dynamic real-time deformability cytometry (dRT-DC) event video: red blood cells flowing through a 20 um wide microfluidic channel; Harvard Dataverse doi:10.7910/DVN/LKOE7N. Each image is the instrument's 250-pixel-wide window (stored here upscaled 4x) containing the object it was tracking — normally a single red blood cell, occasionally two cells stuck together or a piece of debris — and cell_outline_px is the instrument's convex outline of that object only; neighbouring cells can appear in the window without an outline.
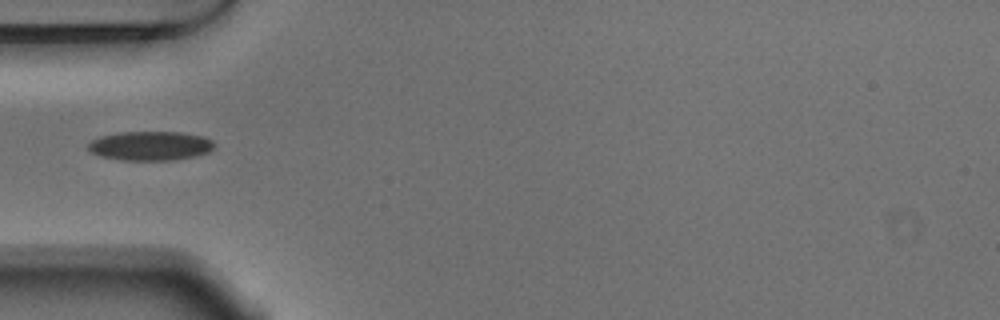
{"species": "Egyptian fruit bat (a non-hibernating species)", "species_latin": "Rousettus aegyptiacus", "temperature_condition": "warm", "stored_images_in_passage": 32, "camera_frame_rate_fps": 3000, "um_per_image_px": 0.085, "animal": {"sex": "male"}, "frame": {"image": 1, "passage_image": 1, "time_ms": 0.0, "image_size_px": [1000, 320], "cell_outline_px": [[216, 148], [208, 152], [196, 156], [176, 160], [120, 160], [100, 156], [92, 152], [88, 148], [88, 144], [92, 140], [100, 136], [120, 132], [180, 132], [204, 136], [212, 140], [216, 144]], "centroid_in_image_um": [12.83, 12.4], "position_along_channel_um": 72.2, "area_um2": 21.68}}
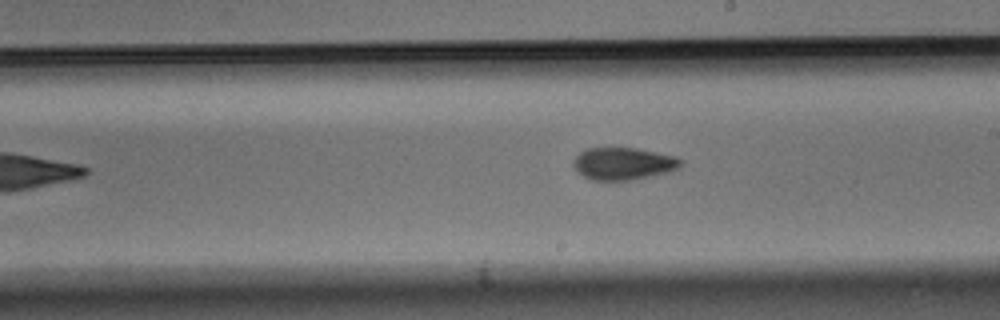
{"frame": {"image": 2, "passage_image": 14, "time_ms": 4.333, "image_size_px": [1000, 320], "cell_outline_px": [[684, 164], [680, 168], [668, 172], [652, 176], [632, 180], [592, 180], [576, 172], [572, 164], [572, 160], [580, 152], [588, 148], [636, 148], [676, 156]], "centroid_in_image_um": [52.98, 13.91], "position_along_channel_um": 236.0, "area_um2": 20.4}}
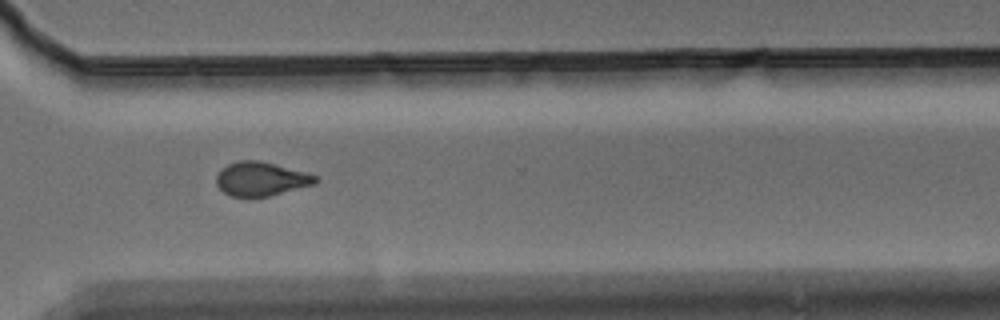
{"frame": {"image": 3, "passage_image": 23, "time_ms": 7.333, "image_size_px": [1000, 320], "cell_outline_px": [[320, 180], [316, 184], [268, 196], [232, 196], [224, 192], [216, 184], [216, 176], [228, 164], [240, 160], [256, 160], [320, 176]], "centroid_in_image_um": [22.22, 15.21], "position_along_channel_um": 348.4, "area_um2": 19.25}}